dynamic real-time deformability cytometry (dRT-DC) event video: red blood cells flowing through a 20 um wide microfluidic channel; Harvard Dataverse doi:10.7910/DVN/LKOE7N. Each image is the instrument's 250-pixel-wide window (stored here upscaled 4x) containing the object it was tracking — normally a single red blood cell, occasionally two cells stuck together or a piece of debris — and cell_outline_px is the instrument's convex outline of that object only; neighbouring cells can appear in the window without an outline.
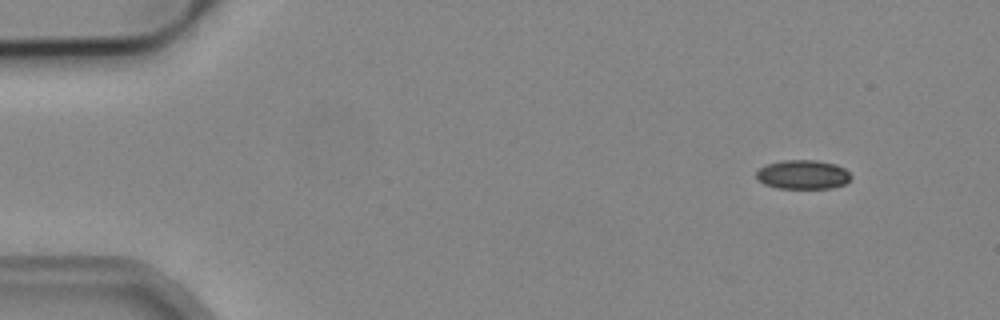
{"species": "common noctule bat (a hibernating species)", "species_latin": "Nyctalus noctula", "temperature_condition": "cold", "stored_images_in_passage": 3, "camera_frame_rate_fps": 3000, "um_per_image_px": 0.085, "animal": {"sex": "male", "body_mass_g": 19.2, "forearm_length_mm": 51.8}, "frame": {"image": 1, "passage_image": 1, "time_ms": 0.0, "image_size_px": [1000, 320], "cell_outline_px": [[852, 176], [844, 184], [832, 188], [776, 188], [764, 184], [756, 176], [756, 172], [760, 168], [768, 164], [784, 160], [816, 160], [836, 164], [844, 168]], "centroid_in_image_um": [68.25, 14.84], "position_along_channel_um": 16.7, "area_um2": 15.95}}